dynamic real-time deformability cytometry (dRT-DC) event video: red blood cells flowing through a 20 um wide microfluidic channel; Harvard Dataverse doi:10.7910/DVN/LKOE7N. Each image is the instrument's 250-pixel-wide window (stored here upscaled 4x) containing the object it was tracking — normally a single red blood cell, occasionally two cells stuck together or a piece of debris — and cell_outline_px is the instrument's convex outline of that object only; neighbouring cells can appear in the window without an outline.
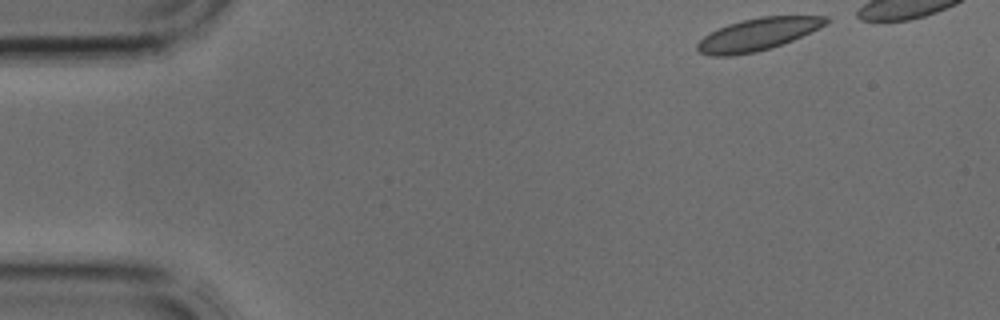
{"species": "common noctule bat (a hibernating species)", "species_latin": "Nyctalus noctula", "temperature_condition": "cold", "stored_images_in_passage": 5, "camera_frame_rate_fps": 3000, "um_per_image_px": 0.085, "animal": {"sex": "male", "body_mass_g": 17.9, "forearm_length_mm": 54.2}, "frame": {"image": 1, "passage_image": 1, "time_ms": 0.0, "image_size_px": [1000, 320], "cell_outline_px": [[832, 20], [828, 24], [820, 28], [792, 40], [756, 52], [732, 56], [712, 56], [700, 52], [696, 48], [696, 44], [704, 36], [728, 24], [760, 16], [828, 16]], "centroid_in_image_um": [64.44, 2.91], "position_along_channel_um": 20.6, "area_um2": 24.04}}
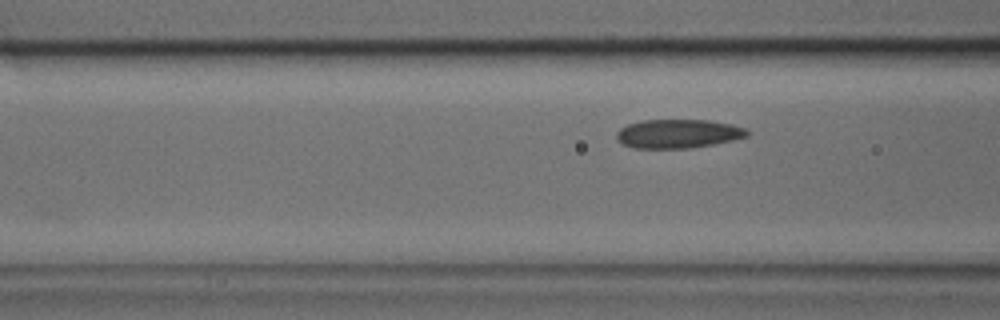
{"frame": {"image": 2, "passage_image": 5, "time_ms": 1.333, "image_size_px": [1000, 320], "cell_outline_px": [[748, 136], [732, 140], [712, 144], [688, 148], [636, 148], [624, 144], [616, 136], [616, 132], [620, 128], [628, 124], [644, 120], [708, 120], [732, 124], [744, 128], [748, 132]], "centroid_in_image_um": [57.64, 11.36], "position_along_channel_um": 109.0, "area_um2": 21.68}}